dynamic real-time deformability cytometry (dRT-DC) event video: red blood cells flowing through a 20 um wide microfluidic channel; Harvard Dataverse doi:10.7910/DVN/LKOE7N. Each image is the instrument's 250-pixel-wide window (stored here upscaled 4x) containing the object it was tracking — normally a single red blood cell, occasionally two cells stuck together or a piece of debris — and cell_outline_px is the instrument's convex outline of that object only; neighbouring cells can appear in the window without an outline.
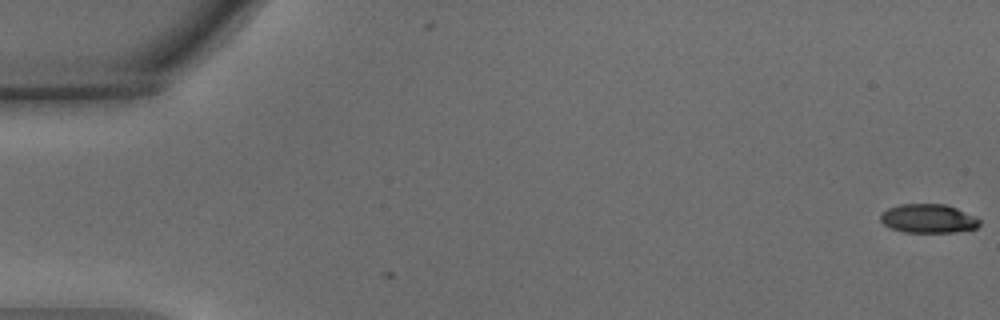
{"species": "common noctule bat (a hibernating species)", "species_latin": "Nyctalus noctula", "temperature_condition": "warm", "stored_images_in_passage": 3, "camera_frame_rate_fps": 3000, "um_per_image_px": 0.085, "animal": {"sex": "male", "body_mass_g": 15.6}, "frame": {"image": 1, "passage_image": 3, "time_ms": 0.667, "image_size_px": [1000, 320], "cell_outline_px": [[980, 224], [976, 228], [956, 232], [904, 232], [892, 228], [884, 224], [880, 220], [880, 216], [888, 208], [900, 204], [944, 204], [956, 208], [976, 216], [980, 220]], "centroid_in_image_um": [78.93, 18.57], "position_along_channel_um": 6.1, "area_um2": 16.59}}